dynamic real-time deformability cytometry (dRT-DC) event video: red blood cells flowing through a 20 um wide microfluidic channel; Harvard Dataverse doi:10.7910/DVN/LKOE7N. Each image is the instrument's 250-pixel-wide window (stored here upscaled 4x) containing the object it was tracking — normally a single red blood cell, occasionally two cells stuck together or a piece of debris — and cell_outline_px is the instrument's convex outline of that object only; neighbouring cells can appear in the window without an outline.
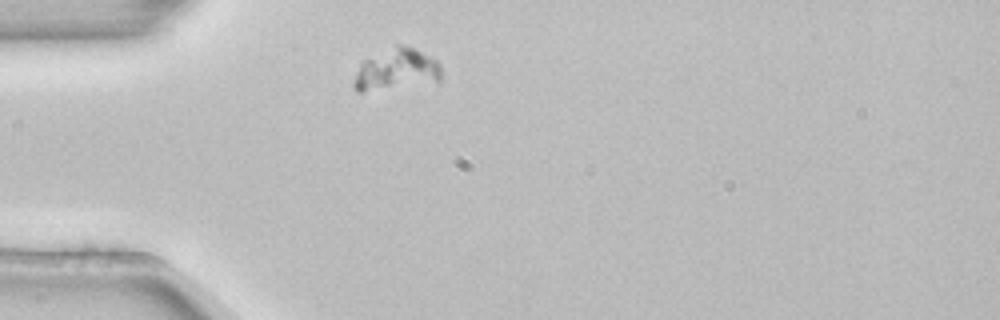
{"species": "common noctule bat (a hibernating species)", "species_latin": "Nyctalus noctula", "temperature_condition": "room temperature", "stored_images_in_passage": 1, "camera_frame_rate_fps": 3000, "um_per_image_px": 0.085, "animal": {"sex": "female", "body_mass_g": 22.7, "forearm_length_mm": 54.2}, "frame": {"image": 1, "passage_image": 1, "time_ms": 0.0, "image_size_px": [1000, 320], "cell_outline_px": [[440, 84], [360, 92], [356, 92], [352, 84], [356, 72], [360, 64], [364, 60], [396, 44], [400, 44], [412, 48], [432, 56], [440, 64]], "centroid_in_image_um": [33.73, 5.96], "position_along_channel_um": 51.3, "area_um2": 21.79}}